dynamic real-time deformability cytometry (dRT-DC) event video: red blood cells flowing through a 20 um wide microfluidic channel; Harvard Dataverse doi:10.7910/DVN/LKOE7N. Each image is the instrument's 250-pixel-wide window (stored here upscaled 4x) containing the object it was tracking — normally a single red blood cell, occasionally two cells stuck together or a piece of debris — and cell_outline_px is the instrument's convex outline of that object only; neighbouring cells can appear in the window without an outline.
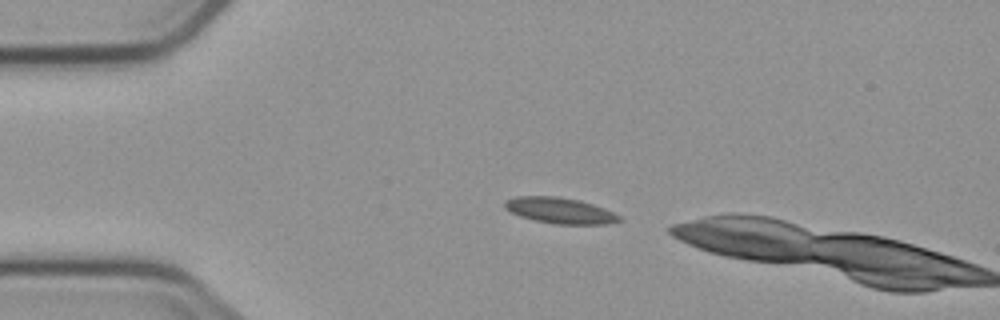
{"species": "common noctule bat (a hibernating species)", "species_latin": "Nyctalus noctula", "temperature_condition": "cold", "stored_images_in_passage": 3, "camera_frame_rate_fps": 3000, "um_per_image_px": 0.085, "animal": {"sex": "male", "body_mass_g": 23.1, "forearm_length_mm": 52.7}, "frame": {"image": 1, "passage_image": 1, "time_ms": 0.0, "image_size_px": [1000, 320], "cell_outline_px": [[624, 220], [608, 224], [552, 224], [520, 216], [504, 208], [504, 200], [516, 196], [556, 196], [580, 200], [604, 208], [620, 216]], "centroid_in_image_um": [47.6, 17.89], "position_along_channel_um": 37.4, "area_um2": 17.34}}